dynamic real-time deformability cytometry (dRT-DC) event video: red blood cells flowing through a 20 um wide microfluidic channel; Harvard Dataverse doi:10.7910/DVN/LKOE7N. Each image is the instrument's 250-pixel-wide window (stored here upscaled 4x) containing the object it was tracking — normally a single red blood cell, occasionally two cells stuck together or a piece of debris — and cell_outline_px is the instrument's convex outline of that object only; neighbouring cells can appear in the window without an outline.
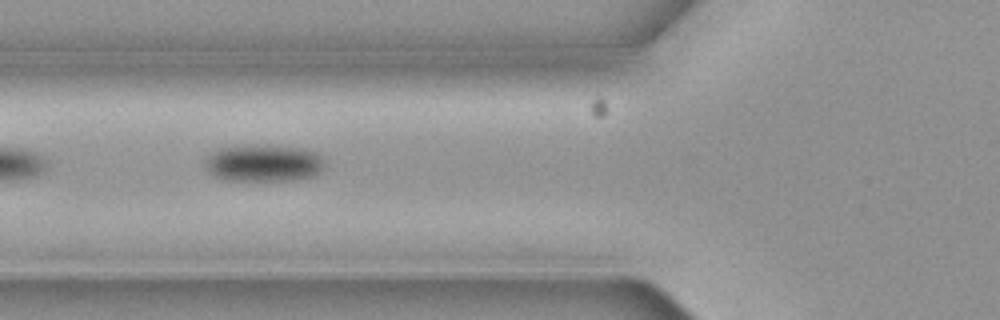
{"species": "common noctule bat (a hibernating species)", "species_latin": "Nyctalus noctula", "temperature_condition": "cold", "stored_images_in_passage": 3, "camera_frame_rate_fps": 3000, "um_per_image_px": 0.085, "animal": {"sex": "female", "body_mass_g": 19.3, "forearm_length_mm": 54.1}, "frame": {"image": 1, "passage_image": 2, "time_ms": 0.333, "image_size_px": [1000, 320], "cell_outline_px": [[324, 168], [316, 176], [296, 180], [228, 180], [216, 176], [208, 172], [204, 164], [204, 160], [212, 152], [220, 148], [300, 148], [316, 152], [324, 160]], "centroid_in_image_um": [22.45, 13.93], "position_along_channel_um": 103.4, "area_um2": 24.85}}
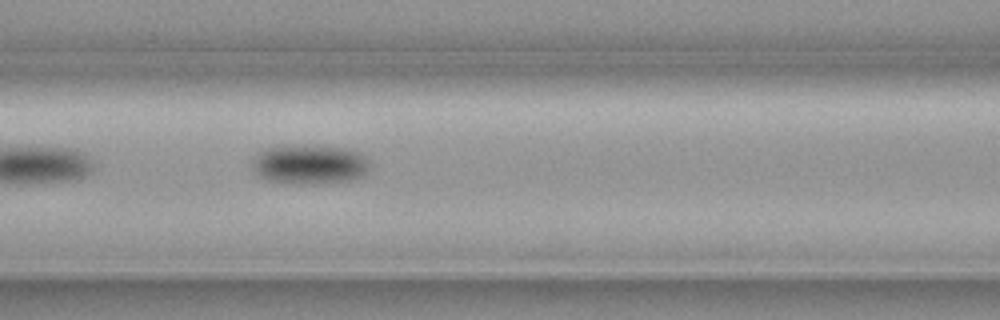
{"frame": {"image": 2, "passage_image": 3, "time_ms": 0.667, "image_size_px": [1000, 320], "cell_outline_px": [[368, 168], [360, 176], [348, 180], [292, 184], [268, 180], [260, 176], [252, 168], [252, 160], [260, 152], [276, 144], [304, 144], [348, 148], [360, 152], [368, 160]], "centroid_in_image_um": [26.26, 13.92], "position_along_channel_um": 140.3, "area_um2": 27.11}}